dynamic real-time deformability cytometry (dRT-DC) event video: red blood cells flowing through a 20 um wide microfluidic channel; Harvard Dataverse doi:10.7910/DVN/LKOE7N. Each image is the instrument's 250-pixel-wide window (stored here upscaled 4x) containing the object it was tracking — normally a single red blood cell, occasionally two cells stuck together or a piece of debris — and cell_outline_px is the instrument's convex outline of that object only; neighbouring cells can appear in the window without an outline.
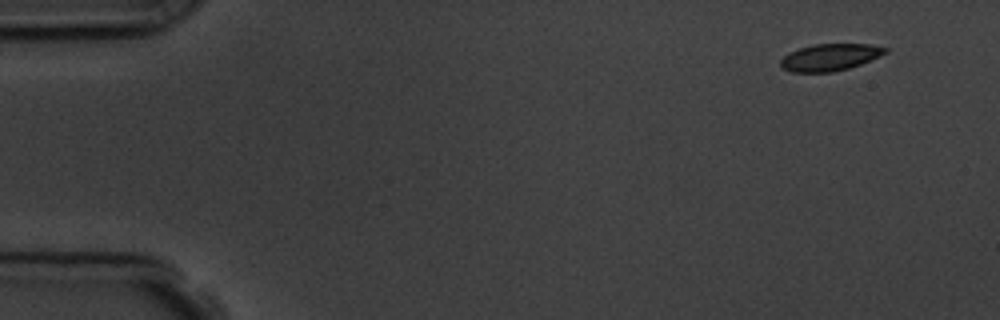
{"species": "common noctule bat (a hibernating species)", "species_latin": "Nyctalus noctula", "temperature_condition": "room temperature", "stored_images_in_passage": 4, "camera_frame_rate_fps": 3000, "um_per_image_px": 0.085, "animal": {"sex": "male", "body_mass_g": 19.5, "forearm_length_mm": 54.6}, "frame": {"image": 1, "passage_image": 1, "time_ms": 0.0, "image_size_px": [1000, 320], "cell_outline_px": [[888, 52], [880, 56], [860, 64], [848, 68], [832, 72], [792, 72], [784, 68], [780, 64], [780, 60], [788, 52], [812, 44], [868, 44], [888, 48]], "centroid_in_image_um": [70.54, 4.86], "position_along_channel_um": 14.5, "area_um2": 16.36}}